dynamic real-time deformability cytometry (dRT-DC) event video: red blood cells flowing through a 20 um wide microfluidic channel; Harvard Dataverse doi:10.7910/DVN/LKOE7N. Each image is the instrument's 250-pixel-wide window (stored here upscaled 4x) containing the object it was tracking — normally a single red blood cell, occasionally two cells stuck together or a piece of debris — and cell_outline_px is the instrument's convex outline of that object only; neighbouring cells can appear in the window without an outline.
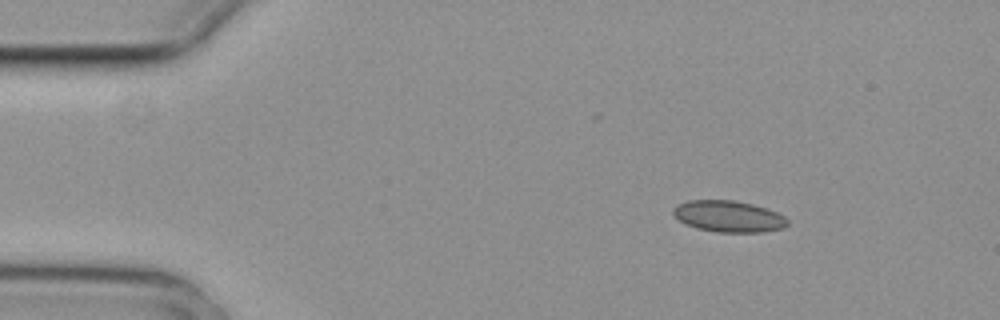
{"species": "common noctule bat (a hibernating species)", "species_latin": "Nyctalus noctula", "temperature_condition": "cold", "stored_images_in_passage": 3, "camera_frame_rate_fps": 3000, "um_per_image_px": 0.085, "animal": {"sex": "female", "body_mass_g": 29.2, "forearm_length_mm": 56.3}, "frame": {"image": 1, "passage_image": 1, "time_ms": 0.0, "image_size_px": [1000, 320], "cell_outline_px": [[788, 224], [784, 228], [764, 232], [716, 232], [696, 228], [684, 224], [672, 212], [672, 208], [676, 204], [688, 200], [732, 200], [752, 204], [768, 208], [784, 216], [788, 220]], "centroid_in_image_um": [61.92, 18.39], "position_along_channel_um": 23.1, "area_um2": 21.1}}
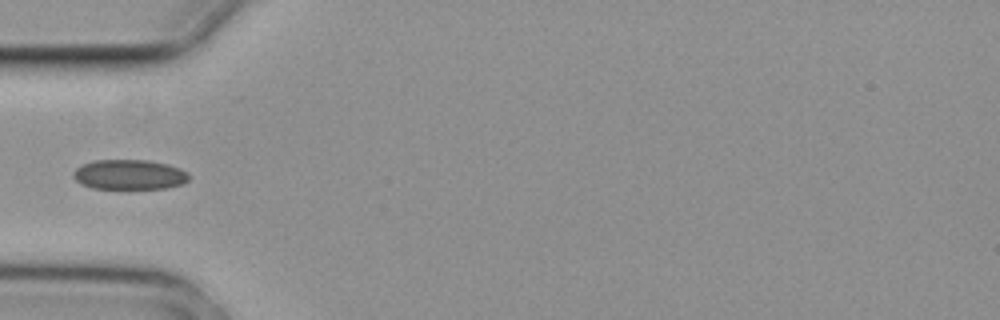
{"frame": {"image": 2, "passage_image": 3, "time_ms": 0.667, "image_size_px": [1000, 320], "cell_outline_px": [[188, 180], [184, 184], [164, 188], [92, 188], [80, 184], [72, 176], [72, 172], [76, 168], [92, 160], [148, 160], [168, 164], [180, 168], [188, 172]], "centroid_in_image_um": [10.99, 14.83], "position_along_channel_um": 74.0, "area_um2": 20.23}}